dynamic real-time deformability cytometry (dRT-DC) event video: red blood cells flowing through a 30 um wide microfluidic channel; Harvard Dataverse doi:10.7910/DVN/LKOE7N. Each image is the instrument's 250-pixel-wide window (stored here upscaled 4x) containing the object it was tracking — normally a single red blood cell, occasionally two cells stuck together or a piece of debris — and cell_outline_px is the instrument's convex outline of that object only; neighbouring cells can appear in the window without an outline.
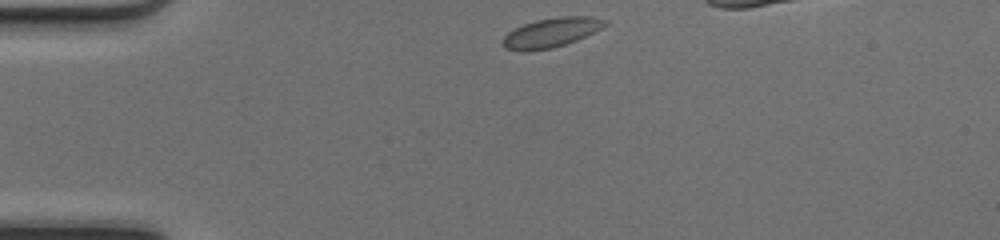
{"species": "common noctule bat (a hibernating species)", "species_latin": "Nyctalus noctula", "temperature_condition": "cold", "stored_images_in_passage": 34, "camera_frame_rate_fps": 3000, "um_per_image_px": 0.085, "animal": {"sex": "female", "body_mass_g": 17.0, "forearm_length_mm": 48.0}, "frame": {"image": 1, "passage_image": 1, "time_ms": 0.0, "image_size_px": [1000, 240], "cell_outline_px": [[608, 24], [576, 40], [552, 48], [520, 52], [504, 48], [500, 44], [500, 40], [508, 32], [524, 24], [536, 20], [560, 16], [592, 16], [608, 20]], "centroid_in_image_um": [46.8, 2.77], "position_along_channel_um": 38.2, "area_um2": 17.57}}
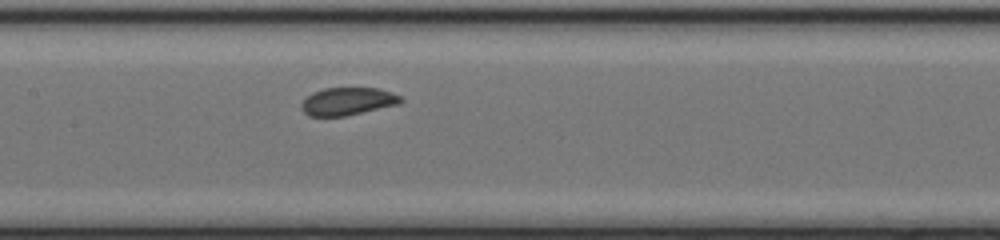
{"frame": {"image": 2, "passage_image": 14, "time_ms": 4.333, "image_size_px": [1000, 240], "cell_outline_px": [[404, 100], [400, 104], [344, 116], [308, 116], [300, 108], [300, 104], [312, 92], [324, 88], [380, 88], [392, 92], [400, 96]], "centroid_in_image_um": [29.56, 8.61], "position_along_channel_um": 177.8, "area_um2": 16.13}}
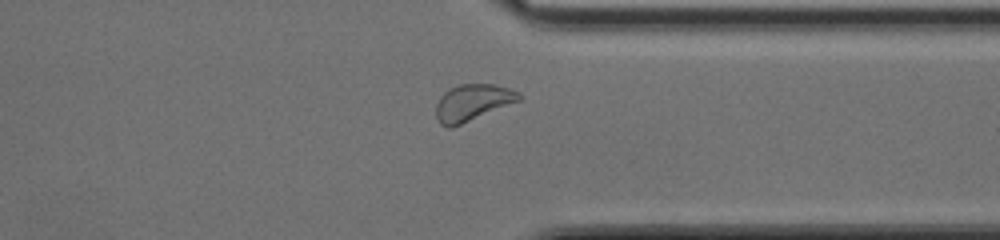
{"frame": {"image": 3, "passage_image": 28, "time_ms": 9.0, "image_size_px": [1000, 240], "cell_outline_px": [[524, 96], [520, 100], [452, 128], [448, 128], [440, 124], [436, 116], [436, 104], [440, 96], [448, 88], [460, 84], [492, 84], [508, 88], [520, 92]], "centroid_in_image_um": [40.15, 8.71], "position_along_channel_um": 371.3, "area_um2": 17.74}}